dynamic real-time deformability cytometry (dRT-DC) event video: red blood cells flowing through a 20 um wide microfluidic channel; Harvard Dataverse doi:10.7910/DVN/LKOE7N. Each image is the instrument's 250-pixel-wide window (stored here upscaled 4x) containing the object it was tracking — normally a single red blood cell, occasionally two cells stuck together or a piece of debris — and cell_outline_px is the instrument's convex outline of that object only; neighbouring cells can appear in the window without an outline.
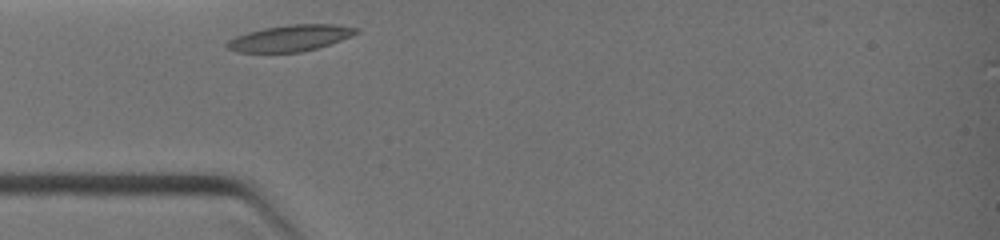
{"species": "common noctule bat (a hibernating species)", "species_latin": "Nyctalus noctula", "temperature_condition": "warm", "stored_images_in_passage": 26, "camera_frame_rate_fps": 3000, "um_per_image_px": 0.085, "animal": {"sex": "female", "body_mass_g": 19.0, "forearm_length_mm": 51.5}, "frame": {"image": 1, "passage_image": 1, "time_ms": 0.0, "image_size_px": [1000, 240], "cell_outline_px": [[360, 32], [352, 36], [316, 48], [300, 52], [236, 52], [228, 48], [224, 44], [228, 40], [236, 36], [248, 32], [264, 28], [292, 24], [332, 24], [360, 28]], "centroid_in_image_um": [24.67, 3.23], "position_along_channel_um": 60.3, "area_um2": 19.65}}
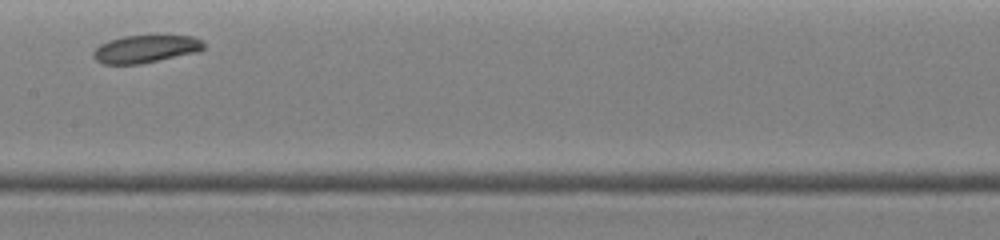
{"frame": {"image": 2, "passage_image": 12, "time_ms": 2.667, "image_size_px": [1000, 240], "cell_outline_px": [[204, 48], [196, 52], [140, 64], [104, 64], [96, 60], [92, 56], [92, 52], [100, 44], [108, 40], [124, 36], [192, 36], [204, 40]], "centroid_in_image_um": [12.35, 4.16], "position_along_channel_um": 195.0, "area_um2": 17.69}}
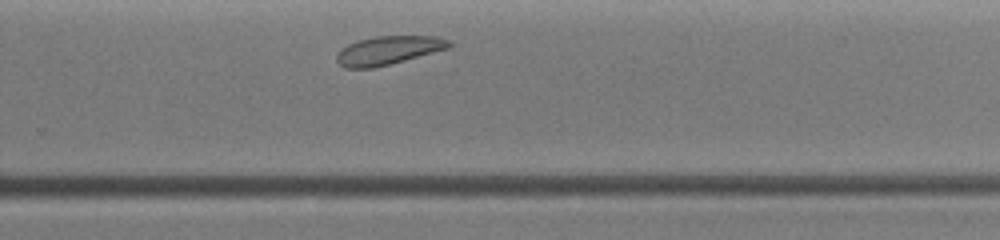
{"frame": {"image": 3, "passage_image": 19, "time_ms": 4.667, "image_size_px": [1000, 240], "cell_outline_px": [[452, 44], [448, 48], [388, 64], [372, 68], [344, 68], [336, 60], [336, 56], [348, 44], [360, 40], [376, 36], [436, 36], [448, 40]], "centroid_in_image_um": [32.99, 4.27], "position_along_channel_um": 296.8, "area_um2": 18.21}}